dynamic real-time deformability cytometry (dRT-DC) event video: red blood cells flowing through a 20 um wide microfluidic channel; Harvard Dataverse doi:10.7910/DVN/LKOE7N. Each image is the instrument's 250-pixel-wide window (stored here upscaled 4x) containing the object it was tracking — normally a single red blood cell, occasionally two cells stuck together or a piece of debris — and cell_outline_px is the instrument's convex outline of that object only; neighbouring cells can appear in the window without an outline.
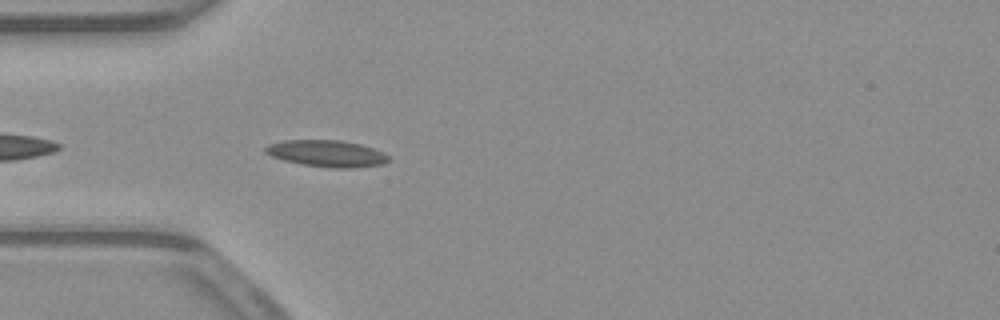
{"species": "common noctule bat (a hibernating species)", "species_latin": "Nyctalus noctula", "temperature_condition": "warm", "stored_images_in_passage": 40, "camera_frame_rate_fps": 3000, "um_per_image_px": 0.085, "animal": {"sex": "male", "body_mass_g": 23.1, "forearm_length_mm": 52.7}, "frame": {"image": 1, "passage_image": 3, "time_ms": 0.667, "image_size_px": [1000, 320], "cell_outline_px": [[392, 160], [384, 164], [356, 168], [332, 168], [300, 164], [284, 160], [272, 156], [264, 152], [264, 148], [268, 144], [284, 140], [340, 140], [360, 144], [384, 152]], "centroid_in_image_um": [27.8, 13.05], "position_along_channel_um": 57.2, "area_um2": 19.31}}
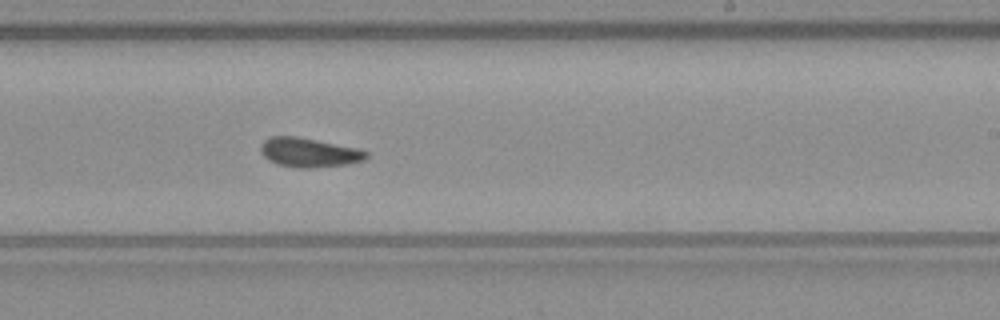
{"frame": {"image": 2, "passage_image": 19, "time_ms": 6.0, "image_size_px": [1000, 320], "cell_outline_px": [[368, 156], [364, 160], [344, 164], [308, 168], [300, 168], [276, 164], [268, 160], [264, 156], [260, 148], [260, 144], [264, 140], [272, 136], [296, 136], [356, 148], [368, 152]], "centroid_in_image_um": [26.22, 12.96], "position_along_channel_um": 262.8, "area_um2": 17.74}}
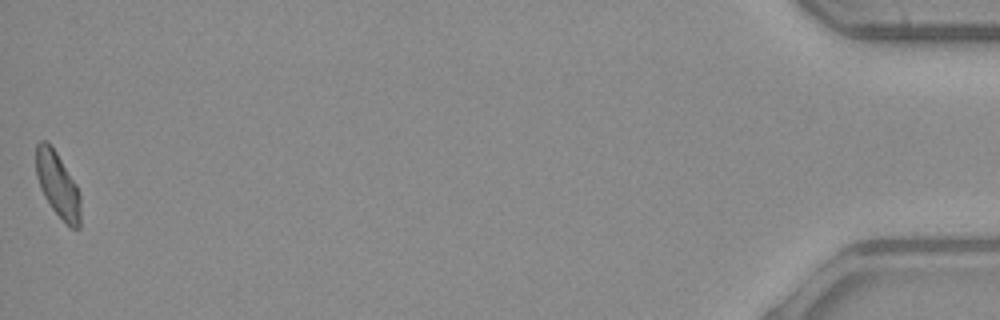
{"frame": {"image": 3, "passage_image": 40, "time_ms": 13.0, "image_size_px": [1000, 320], "cell_outline_px": [[80, 228], [72, 228], [52, 208], [44, 196], [40, 188], [36, 176], [36, 144], [40, 140], [44, 140], [56, 152], [76, 184], [80, 196]], "centroid_in_image_um": [4.9, 15.7], "position_along_channel_um": 430.3, "area_um2": 16.59}}